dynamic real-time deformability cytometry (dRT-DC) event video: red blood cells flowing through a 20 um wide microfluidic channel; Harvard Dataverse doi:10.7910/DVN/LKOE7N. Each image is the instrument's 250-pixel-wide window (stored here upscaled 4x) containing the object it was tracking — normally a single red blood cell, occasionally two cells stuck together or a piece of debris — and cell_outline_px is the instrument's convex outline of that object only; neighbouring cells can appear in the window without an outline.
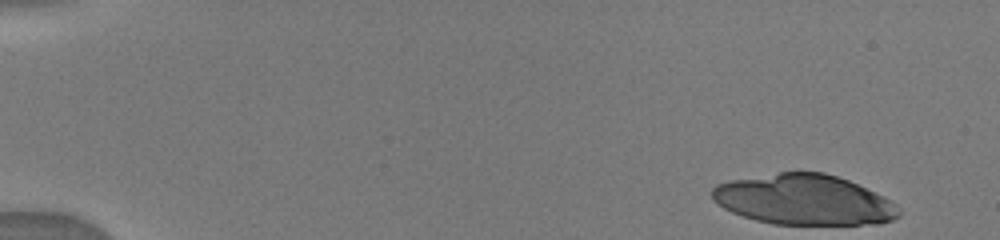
{"species": "human", "species_latin": "Homo sapiens", "temperature_condition": "warm", "stored_images_in_passage": 15, "camera_frame_rate_fps": 3000, "um_per_image_px": 0.085, "donor": {"sex": "male"}, "frame": {"image": 1, "passage_image": 1, "time_ms": 0.0, "image_size_px": [1000, 240], "cell_outline_px": [[900, 216], [892, 220], [880, 224], [772, 224], [756, 220], [732, 212], [716, 204], [712, 200], [712, 188], [716, 184], [728, 180], [780, 172], [824, 172], [848, 180], [884, 196], [896, 204], [900, 212]], "centroid_in_image_um": [68.32, 16.98], "position_along_channel_um": 16.7, "area_um2": 54.91}}
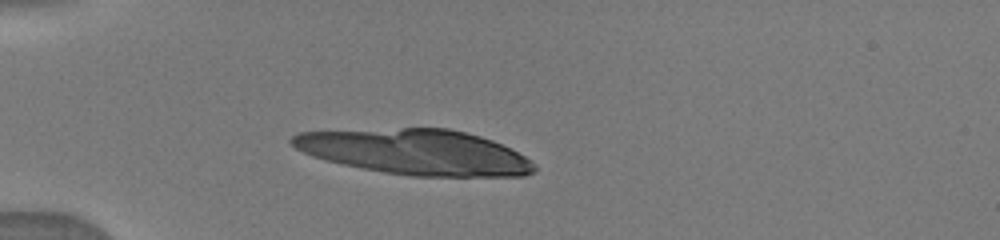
{"frame": {"image": 2, "passage_image": 11, "time_ms": 3.667, "image_size_px": [1000, 240], "cell_outline_px": [[536, 172], [524, 176], [412, 176], [384, 172], [344, 164], [312, 156], [288, 144], [288, 140], [292, 136], [300, 132], [400, 128], [448, 128], [480, 136], [492, 140], [532, 160], [536, 164]], "centroid_in_image_um": [35.32, 12.92], "position_along_channel_um": 49.7, "area_um2": 63.7}}